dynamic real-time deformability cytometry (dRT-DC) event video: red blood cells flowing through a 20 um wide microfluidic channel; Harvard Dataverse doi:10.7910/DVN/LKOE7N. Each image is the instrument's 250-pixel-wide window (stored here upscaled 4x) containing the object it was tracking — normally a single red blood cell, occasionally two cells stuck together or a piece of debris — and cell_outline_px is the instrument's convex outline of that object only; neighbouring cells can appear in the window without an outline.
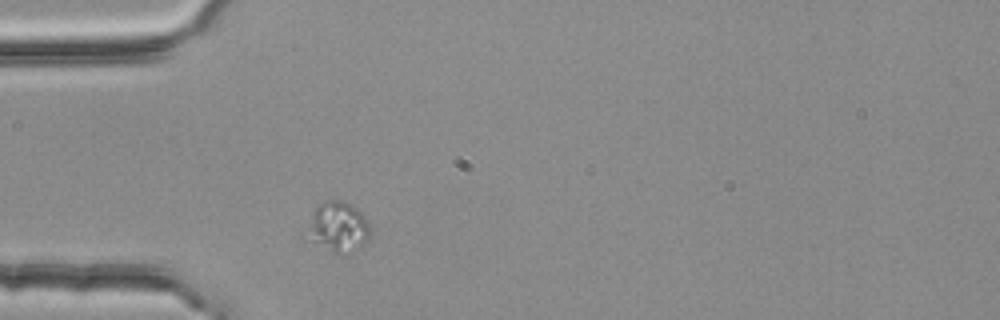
{"species": "common noctule bat (a hibernating species)", "species_latin": "Nyctalus noctula", "temperature_condition": "room temperature", "stored_images_in_passage": 1, "camera_frame_rate_fps": 3000, "um_per_image_px": 0.085, "animal": {"sex": "female", "body_mass_g": 25.1}, "frame": {"image": 1, "passage_image": 1, "time_ms": 0.0, "image_size_px": [1000, 320], "cell_outline_px": [[368, 240], [364, 244], [356, 248], [340, 252], [332, 252], [300, 240], [300, 232], [316, 208], [324, 200], [340, 200], [352, 204], [360, 212], [368, 224]], "centroid_in_image_um": [28.54, 19.3], "position_along_channel_um": 56.5, "area_um2": 19.07}}